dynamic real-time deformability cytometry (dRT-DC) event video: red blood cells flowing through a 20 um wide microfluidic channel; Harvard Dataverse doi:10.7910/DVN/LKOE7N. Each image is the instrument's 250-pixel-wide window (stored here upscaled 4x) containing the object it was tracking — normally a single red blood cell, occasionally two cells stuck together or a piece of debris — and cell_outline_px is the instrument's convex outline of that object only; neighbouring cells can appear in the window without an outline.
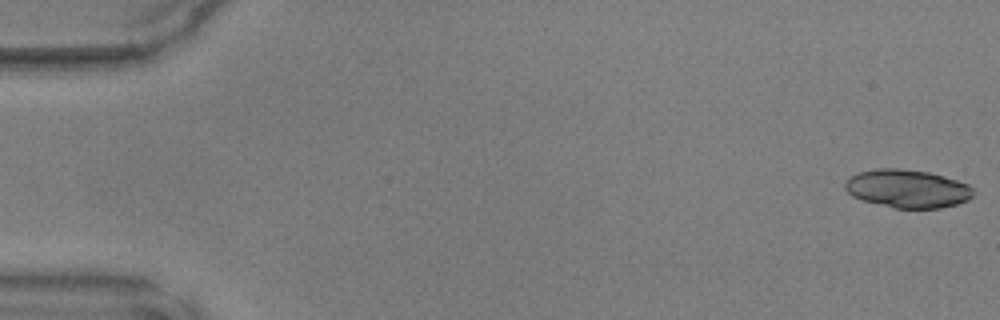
{"species": "common noctule bat (a hibernating species)", "species_latin": "Nyctalus noctula", "temperature_condition": "warm", "stored_images_in_passage": 14, "camera_frame_rate_fps": 3000, "um_per_image_px": 0.085, "animal": {"sex": "male", "body_mass_g": 17.9, "forearm_length_mm": 54.2}, "frame": {"image": 1, "passage_image": 1, "time_ms": 0.0, "image_size_px": [1000, 320], "cell_outline_px": [[972, 196], [968, 200], [956, 204], [940, 208], [896, 208], [864, 200], [852, 196], [844, 188], [844, 184], [852, 176], [860, 172], [876, 168], [900, 168], [928, 172], [956, 180], [968, 184], [972, 188]], "centroid_in_image_um": [77.13, 16.03], "position_along_channel_um": 7.9, "area_um2": 28.21}}
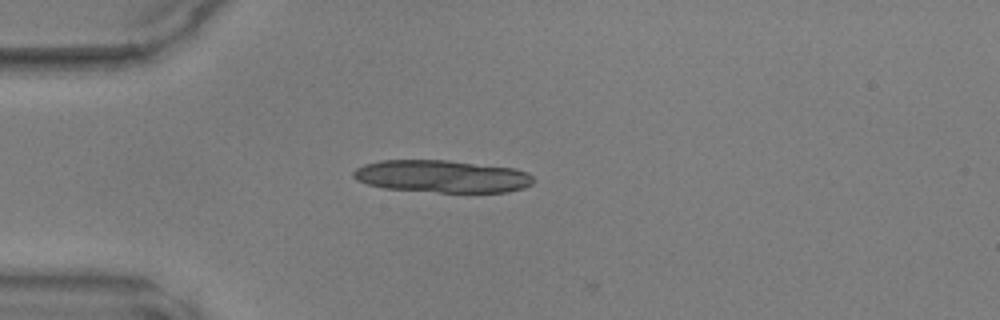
{"frame": {"image": 2, "passage_image": 13, "time_ms": 4.0, "image_size_px": [1000, 320], "cell_outline_px": [[536, 180], [532, 184], [524, 188], [508, 192], [436, 192], [384, 188], [368, 184], [356, 180], [352, 176], [352, 172], [356, 168], [364, 164], [380, 160], [448, 160], [516, 168], [528, 172]], "centroid_in_image_um": [37.59, 14.98], "position_along_channel_um": 47.4, "area_um2": 34.33}}